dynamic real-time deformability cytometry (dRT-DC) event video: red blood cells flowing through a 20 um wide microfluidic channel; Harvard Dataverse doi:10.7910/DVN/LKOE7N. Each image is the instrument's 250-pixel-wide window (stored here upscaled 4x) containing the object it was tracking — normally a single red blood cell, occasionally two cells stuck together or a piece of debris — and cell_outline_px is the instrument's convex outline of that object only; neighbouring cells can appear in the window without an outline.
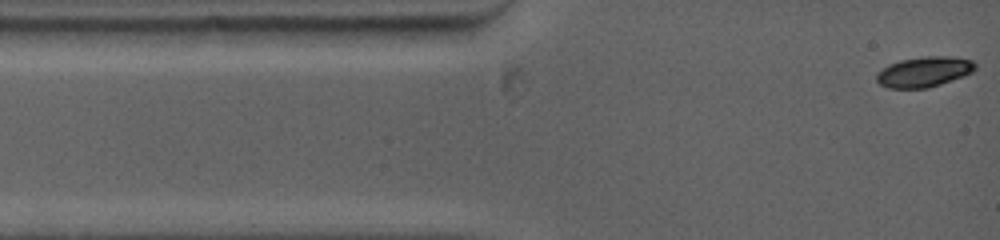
{"species": "common noctule bat (a hibernating species)", "species_latin": "Nyctalus noctula", "temperature_condition": "warm", "stored_images_in_passage": 30, "camera_frame_rate_fps": 5000, "um_per_image_px": 0.085, "animal": {"sex": "female", "body_mass_g": 19.0, "forearm_length_mm": 53.3}, "frame": {"image": 1, "passage_image": 1, "time_ms": 0.0, "image_size_px": [1000, 240], "cell_outline_px": [[976, 68], [972, 72], [964, 76], [928, 88], [888, 88], [880, 84], [876, 80], [876, 72], [888, 64], [900, 60], [924, 56], [952, 56], [972, 60], [976, 64]], "centroid_in_image_um": [78.53, 6.1], "position_along_channel_um": 6.5, "area_um2": 17.57}}
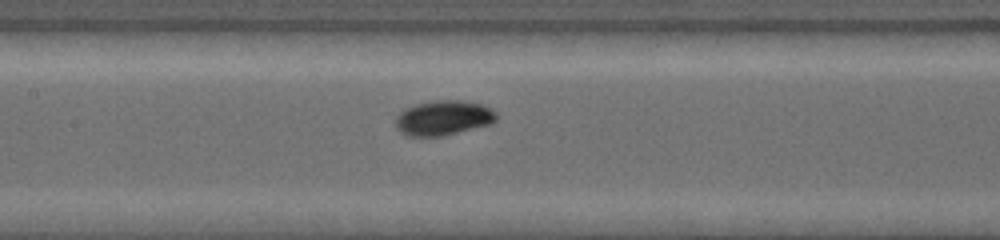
{"frame": {"image": 2, "passage_image": 13, "time_ms": 5.4, "image_size_px": [1000, 240], "cell_outline_px": [[496, 120], [492, 124], [440, 136], [404, 136], [396, 128], [396, 116], [400, 112], [416, 104], [436, 100], [460, 100], [480, 104], [496, 112]], "centroid_in_image_um": [37.66, 10.03], "position_along_channel_um": 169.7, "area_um2": 20.29}}
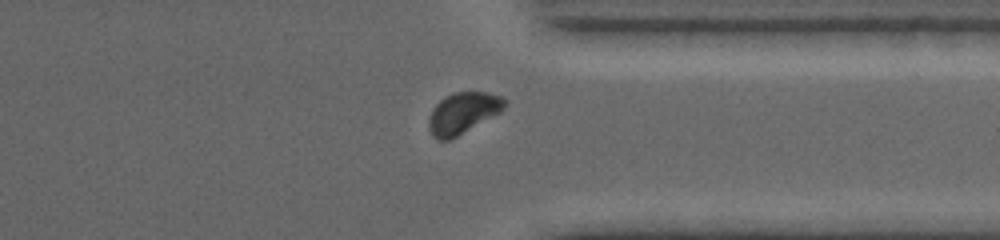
{"frame": {"image": 3, "passage_image": 25, "time_ms": 10.6, "image_size_px": [1000, 240], "cell_outline_px": [[508, 104], [500, 112], [456, 136], [448, 140], [436, 140], [432, 136], [428, 124], [428, 120], [432, 108], [444, 96], [456, 92], [484, 92], [500, 96], [508, 100]], "centroid_in_image_um": [39.33, 9.59], "position_along_channel_um": 372.1, "area_um2": 18.09}, "authors_computed_cell_mechanics": {"area_um2": 18.8139, "velocity_mm_per_s": 3.918, "shape_relaxation_time_tau1_ms": 2.4456, "shape_relaxation_time_tau2_ms": null, "deformation_change_tau1": 0.1222, "deformation_change_tau2": null}}